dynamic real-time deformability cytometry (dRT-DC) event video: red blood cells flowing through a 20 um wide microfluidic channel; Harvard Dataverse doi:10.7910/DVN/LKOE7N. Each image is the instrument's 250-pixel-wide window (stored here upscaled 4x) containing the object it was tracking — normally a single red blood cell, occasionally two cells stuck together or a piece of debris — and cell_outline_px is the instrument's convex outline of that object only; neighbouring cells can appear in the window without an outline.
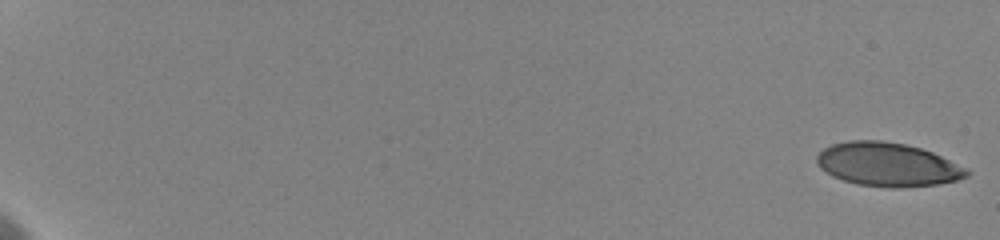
{"species": "human", "species_latin": "Homo sapiens", "temperature_condition": "cold", "stored_images_in_passage": 43, "camera_frame_rate_fps": 3000, "um_per_image_px": 0.085, "donor": {"sex": "female"}, "frame": {"image": 1, "passage_image": 1, "time_ms": 0.0, "image_size_px": [1000, 240], "cell_outline_px": [[972, 172], [968, 176], [956, 180], [936, 184], [856, 184], [832, 176], [820, 168], [816, 160], [816, 156], [824, 148], [832, 144], [848, 140], [880, 140], [904, 144], [920, 148], [932, 152], [968, 168]], "centroid_in_image_um": [75.43, 13.92], "position_along_channel_um": 9.6, "area_um2": 36.93}}
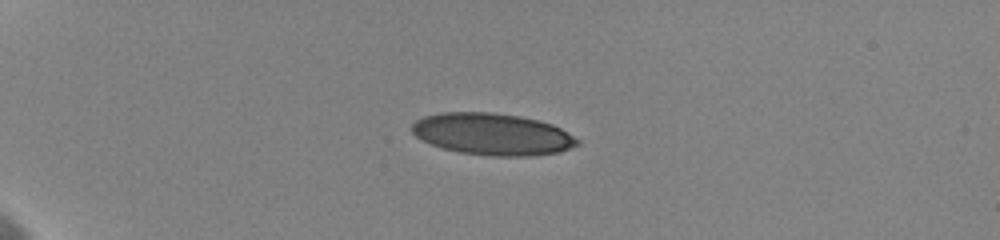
{"frame": {"image": 2, "passage_image": 21, "time_ms": 5.333, "image_size_px": [1000, 240], "cell_outline_px": [[580, 144], [556, 152], [528, 156], [492, 156], [460, 152], [444, 148], [432, 144], [416, 136], [412, 132], [412, 124], [416, 120], [424, 116], [440, 112], [492, 112], [520, 116], [552, 124], [568, 132], [580, 140]], "centroid_in_image_um": [41.85, 11.39], "position_along_channel_um": 43.1, "area_um2": 40.06}}
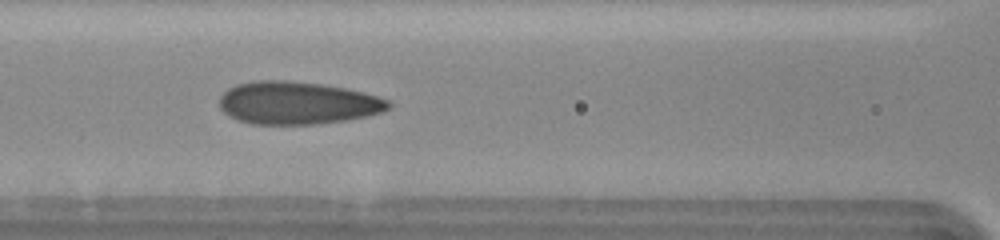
{"frame": {"image": 3, "passage_image": 37, "time_ms": 9.667, "image_size_px": [1000, 240], "cell_outline_px": [[392, 104], [388, 108], [380, 112], [348, 120], [316, 124], [252, 124], [236, 120], [224, 112], [220, 108], [220, 96], [228, 88], [236, 84], [252, 80], [284, 80], [320, 84], [344, 88], [364, 92], [388, 100]], "centroid_in_image_um": [25.23, 8.75], "position_along_channel_um": 141.4, "area_um2": 42.02}}